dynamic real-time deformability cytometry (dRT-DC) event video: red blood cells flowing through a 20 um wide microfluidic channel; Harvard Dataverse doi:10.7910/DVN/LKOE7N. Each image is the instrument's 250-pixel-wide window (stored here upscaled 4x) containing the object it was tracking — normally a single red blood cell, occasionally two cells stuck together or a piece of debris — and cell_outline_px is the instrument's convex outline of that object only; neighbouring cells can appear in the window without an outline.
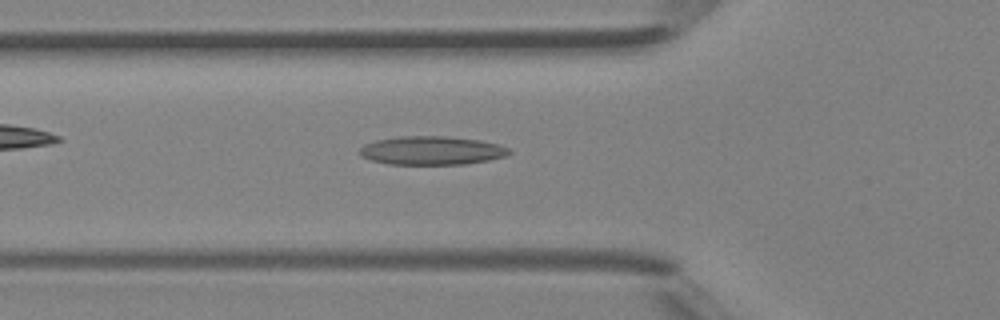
{"species": "Egyptian fruit bat (a non-hibernating species)", "species_latin": "Rousettus aegyptiacus", "temperature_condition": "room temperature", "stored_images_in_passage": 45, "camera_frame_rate_fps": 3000, "um_per_image_px": 0.085, "animal": {"sex": "female"}, "frame": {"image": 1, "passage_image": 15, "time_ms": 4.667, "image_size_px": [1000, 320], "cell_outline_px": [[512, 152], [504, 156], [488, 160], [464, 164], [388, 164], [372, 160], [360, 156], [356, 152], [364, 144], [376, 140], [400, 136], [448, 136], [480, 140], [496, 144], [508, 148]], "centroid_in_image_um": [36.64, 12.79], "position_along_channel_um": 89.2, "area_um2": 24.91}}
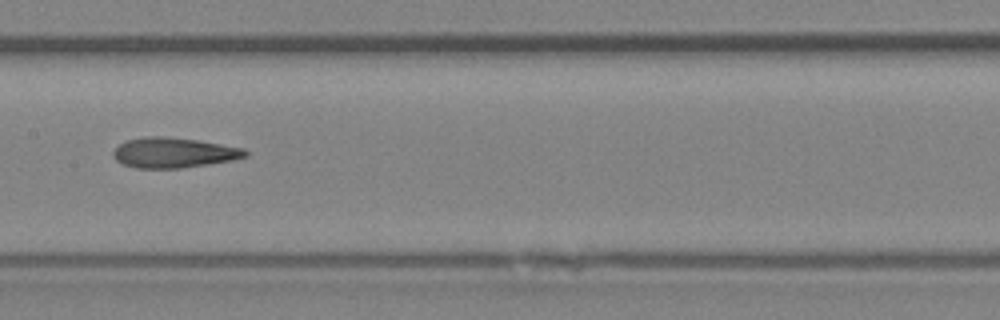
{"frame": {"image": 2, "passage_image": 22, "time_ms": 7.0, "image_size_px": [1000, 320], "cell_outline_px": [[248, 156], [232, 160], [208, 164], [180, 168], [136, 168], [124, 164], [116, 160], [112, 156], [112, 152], [120, 144], [128, 140], [144, 136], [164, 136], [196, 140], [244, 148], [248, 152]], "centroid_in_image_um": [14.76, 12.98], "position_along_channel_um": 192.6, "area_um2": 23.12}}
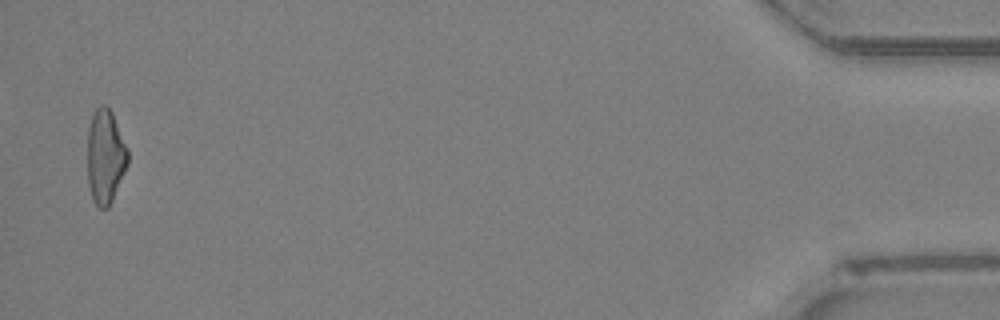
{"frame": {"image": 3, "passage_image": 44, "time_ms": 14.333, "image_size_px": [1000, 320], "cell_outline_px": [[128, 164], [112, 200], [108, 208], [100, 208], [92, 200], [88, 184], [88, 128], [92, 116], [96, 108], [100, 104], [104, 104], [112, 112], [128, 148]], "centroid_in_image_um": [8.95, 13.3], "position_along_channel_um": 426.2, "area_um2": 22.2}, "authors_computed_cell_mechanics": {"area_um2": 23.3512, "velocity_mm_per_s": 4.4447, "shape_relaxation_time_tau1_ms": null, "shape_relaxation_time_tau2_ms": 3.2036, "deformation_change_tau1": null, "deformation_change_tau2": 0.1445}}